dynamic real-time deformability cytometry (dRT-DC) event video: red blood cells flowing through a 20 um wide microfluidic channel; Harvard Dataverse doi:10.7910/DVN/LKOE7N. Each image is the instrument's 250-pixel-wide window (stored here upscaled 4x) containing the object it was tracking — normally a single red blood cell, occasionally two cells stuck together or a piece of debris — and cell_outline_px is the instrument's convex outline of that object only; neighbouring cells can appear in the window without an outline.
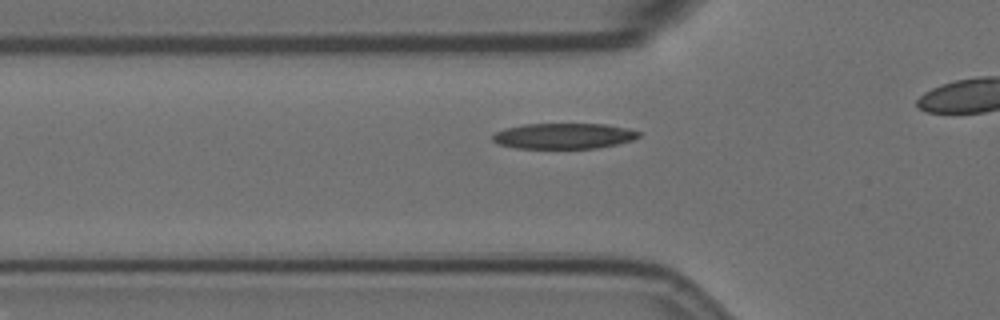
{"species": "Egyptian fruit bat (a non-hibernating species)", "species_latin": "Rousettus aegyptiacus", "temperature_condition": "room temperature", "stored_images_in_passage": 33, "camera_frame_rate_fps": 3000, "um_per_image_px": 0.085, "animal": {"sex": "female"}, "frame": {"image": 1, "passage_image": 6, "time_ms": 1.667, "image_size_px": [1000, 320], "cell_outline_px": [[640, 136], [632, 140], [616, 144], [596, 148], [516, 148], [496, 144], [492, 140], [492, 136], [496, 132], [504, 128], [524, 124], [604, 124], [628, 128], [640, 132]], "centroid_in_image_um": [47.89, 11.55], "position_along_channel_um": 77.9, "area_um2": 21.85}}
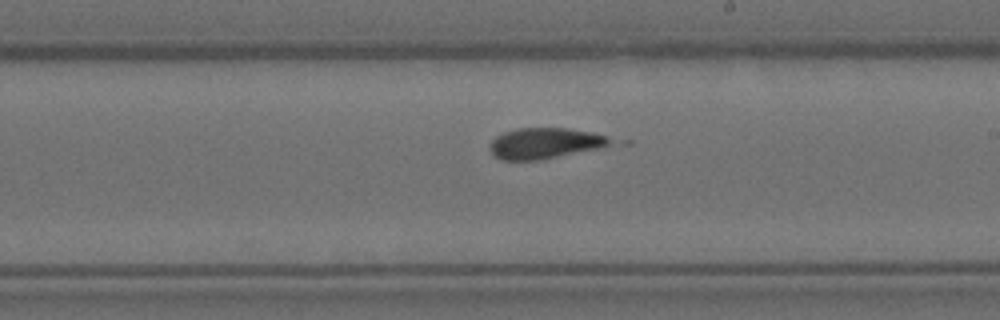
{"frame": {"image": 2, "passage_image": 20, "time_ms": 6.333, "image_size_px": [1000, 320], "cell_outline_px": [[616, 140], [612, 144], [604, 148], [540, 160], [500, 160], [488, 148], [492, 140], [496, 136], [504, 132], [516, 128], [568, 128], [592, 132], [608, 136]], "centroid_in_image_um": [46.38, 12.18], "position_along_channel_um": 242.6, "area_um2": 22.08}}
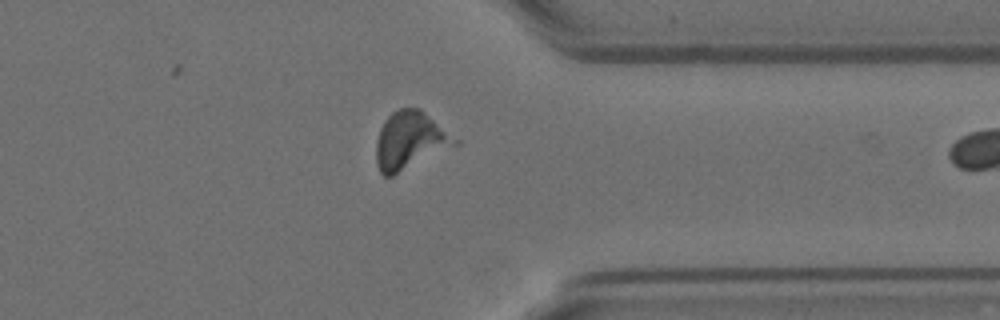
{"frame": {"image": 3, "passage_image": 32, "time_ms": 10.333, "image_size_px": [1000, 320], "cell_outline_px": [[460, 144], [392, 176], [384, 176], [380, 172], [376, 164], [376, 140], [380, 128], [384, 120], [392, 112], [400, 108], [420, 108], [460, 140]], "centroid_in_image_um": [34.86, 11.95], "position_along_channel_um": 376.5, "area_um2": 26.7}}